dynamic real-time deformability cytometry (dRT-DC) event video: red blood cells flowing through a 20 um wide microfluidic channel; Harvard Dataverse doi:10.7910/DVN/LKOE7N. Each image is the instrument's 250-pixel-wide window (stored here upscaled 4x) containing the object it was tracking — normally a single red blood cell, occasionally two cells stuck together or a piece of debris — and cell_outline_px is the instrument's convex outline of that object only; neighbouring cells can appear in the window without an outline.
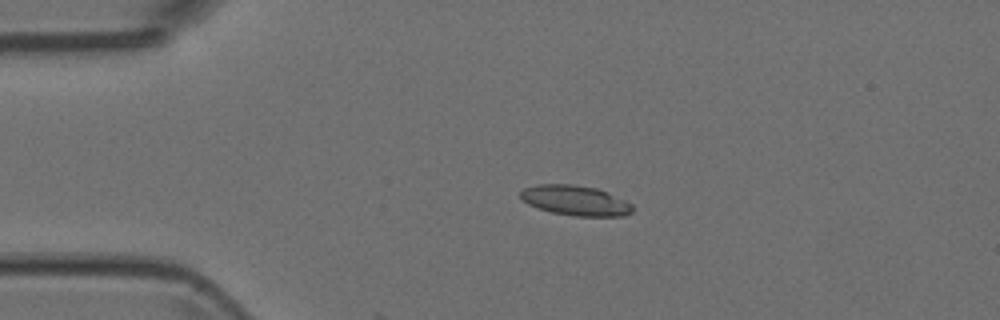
{"species": "Egyptian fruit bat (a non-hibernating species)", "species_latin": "Rousettus aegyptiacus", "temperature_condition": "room temperature", "stored_images_in_passage": 5, "camera_frame_rate_fps": 3000, "um_per_image_px": 0.085, "animal": {"sex": "female"}, "frame": {"image": 1, "passage_image": 4, "time_ms": 1.0, "image_size_px": [1000, 320], "cell_outline_px": [[632, 212], [624, 216], [576, 216], [552, 212], [528, 204], [520, 196], [520, 192], [524, 188], [536, 184], [572, 184], [596, 188], [624, 200], [632, 204]], "centroid_in_image_um": [48.9, 17.03], "position_along_channel_um": 36.1, "area_um2": 19.36}}